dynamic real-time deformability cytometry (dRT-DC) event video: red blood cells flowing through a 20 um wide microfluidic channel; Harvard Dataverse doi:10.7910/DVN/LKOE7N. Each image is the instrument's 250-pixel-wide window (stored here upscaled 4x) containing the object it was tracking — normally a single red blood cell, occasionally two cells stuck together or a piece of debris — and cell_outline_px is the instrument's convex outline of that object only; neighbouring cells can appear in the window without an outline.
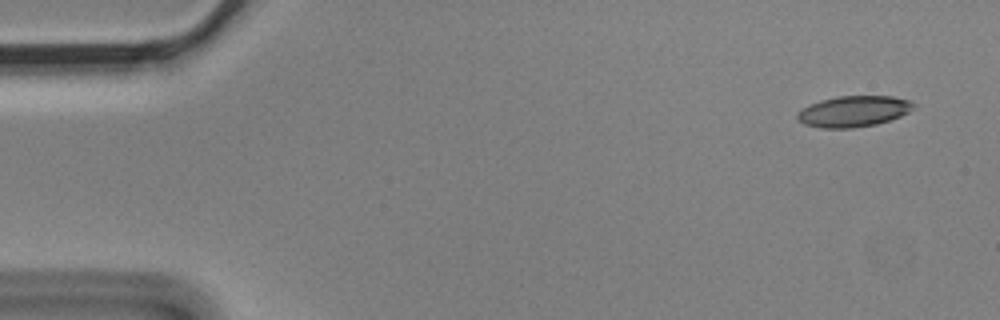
{"species": "Egyptian fruit bat (a non-hibernating species)", "species_latin": "Rousettus aegyptiacus", "temperature_condition": "cold", "stored_images_in_passage": 6, "camera_frame_rate_fps": 3000, "um_per_image_px": 0.085, "animal": {"sex": "male"}, "frame": {"image": 1, "passage_image": 1, "time_ms": 0.0, "image_size_px": [1000, 320], "cell_outline_px": [[916, 104], [908, 112], [900, 116], [876, 124], [852, 128], [820, 128], [804, 124], [796, 120], [796, 112], [820, 100], [840, 96], [892, 96], [908, 100]], "centroid_in_image_um": [72.52, 9.47], "position_along_channel_um": 12.5, "area_um2": 20.87}}
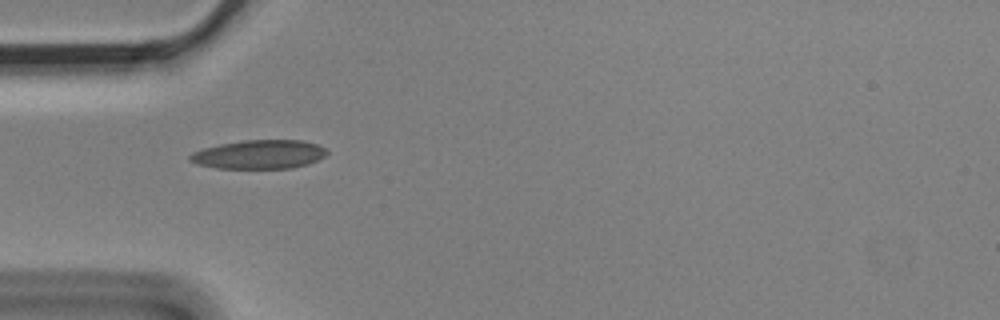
{"frame": {"image": 2, "passage_image": 5, "time_ms": 1.333, "image_size_px": [1000, 320], "cell_outline_px": [[328, 152], [324, 156], [308, 164], [292, 168], [216, 168], [196, 164], [188, 160], [188, 156], [192, 152], [204, 148], [220, 144], [244, 140], [304, 140], [316, 144], [324, 148]], "centroid_in_image_um": [22.0, 13.12], "position_along_channel_um": 63.0, "area_um2": 23.0}}
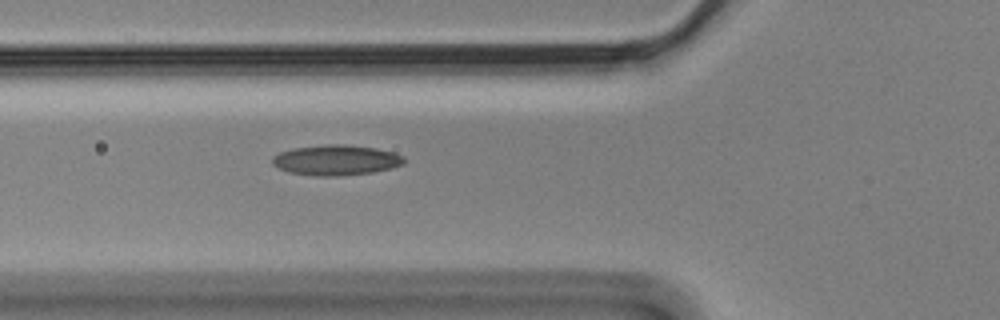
{"frame": {"image": 3, "passage_image": 6, "time_ms": 1.667, "image_size_px": [1000, 320], "cell_outline_px": [[404, 164], [392, 168], [372, 172], [336, 176], [316, 176], [288, 172], [272, 164], [272, 156], [280, 152], [292, 148], [328, 144], [344, 144], [376, 148], [392, 152], [404, 156]], "centroid_in_image_um": [28.55, 13.6], "position_along_channel_um": 97.2, "area_um2": 23.29}}